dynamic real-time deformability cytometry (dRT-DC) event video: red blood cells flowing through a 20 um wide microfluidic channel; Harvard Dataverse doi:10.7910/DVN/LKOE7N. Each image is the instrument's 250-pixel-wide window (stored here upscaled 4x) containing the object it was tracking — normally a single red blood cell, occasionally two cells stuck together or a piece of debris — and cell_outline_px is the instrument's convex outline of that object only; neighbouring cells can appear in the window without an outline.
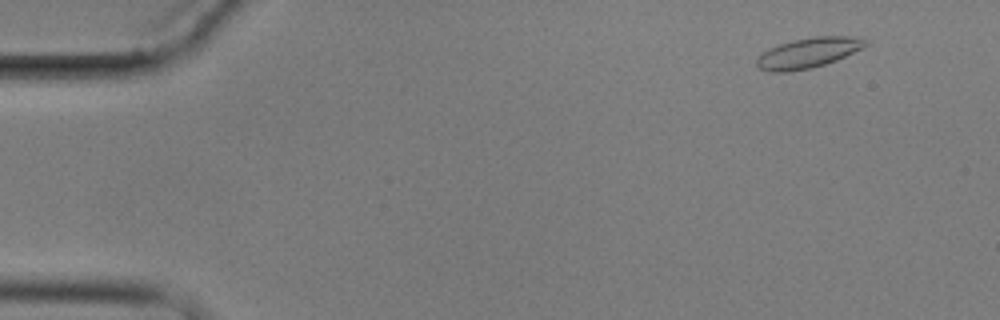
{"species": "common noctule bat (a hibernating species)", "species_latin": "Nyctalus noctula", "temperature_condition": "cold", "stored_images_in_passage": 9, "camera_frame_rate_fps": 3000, "um_per_image_px": 0.085, "animal": {"sex": "male", "body_mass_g": 17.9}, "frame": {"image": 1, "passage_image": 2, "time_ms": 1.333, "image_size_px": [1000, 320], "cell_outline_px": [[868, 44], [836, 60], [812, 68], [784, 72], [772, 72], [760, 68], [756, 64], [756, 60], [764, 52], [780, 44], [792, 40], [816, 36], [852, 36], [868, 40]], "centroid_in_image_um": [68.71, 4.49], "position_along_channel_um": 16.3, "area_um2": 18.73}}
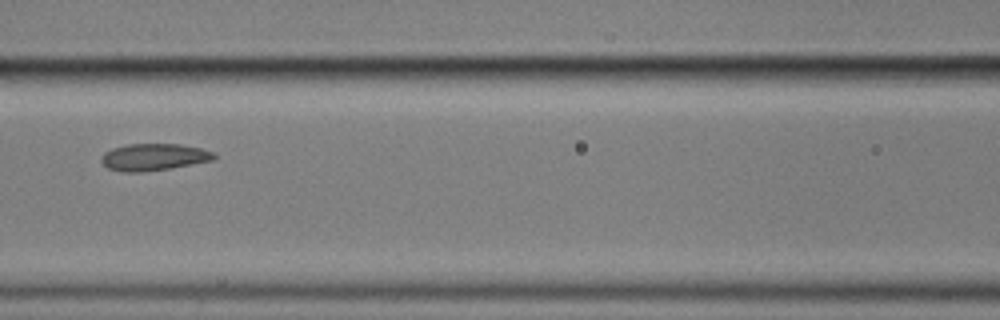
{"frame": {"image": 2, "passage_image": 8, "time_ms": 8.333, "image_size_px": [1000, 320], "cell_outline_px": [[216, 160], [168, 168], [140, 172], [124, 172], [108, 168], [100, 160], [100, 156], [104, 152], [112, 148], [128, 144], [180, 144], [200, 148], [216, 152]], "centroid_in_image_um": [13.08, 13.34], "position_along_channel_um": 153.5, "area_um2": 17.74}}
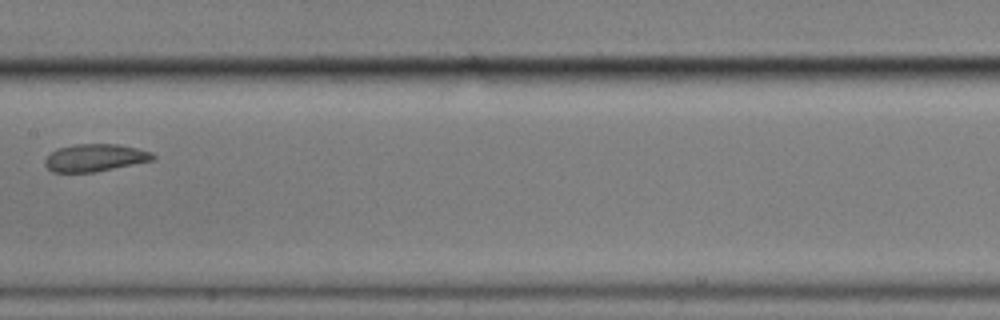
{"frame": {"image": 3, "passage_image": 9, "time_ms": 9.667, "image_size_px": [1000, 320], "cell_outline_px": [[156, 156], [152, 160], [96, 172], [52, 172], [44, 164], [44, 160], [56, 148], [76, 144], [116, 144], [136, 148], [152, 152]], "centroid_in_image_um": [8.05, 13.41], "position_along_channel_um": 199.3, "area_um2": 17.17}}